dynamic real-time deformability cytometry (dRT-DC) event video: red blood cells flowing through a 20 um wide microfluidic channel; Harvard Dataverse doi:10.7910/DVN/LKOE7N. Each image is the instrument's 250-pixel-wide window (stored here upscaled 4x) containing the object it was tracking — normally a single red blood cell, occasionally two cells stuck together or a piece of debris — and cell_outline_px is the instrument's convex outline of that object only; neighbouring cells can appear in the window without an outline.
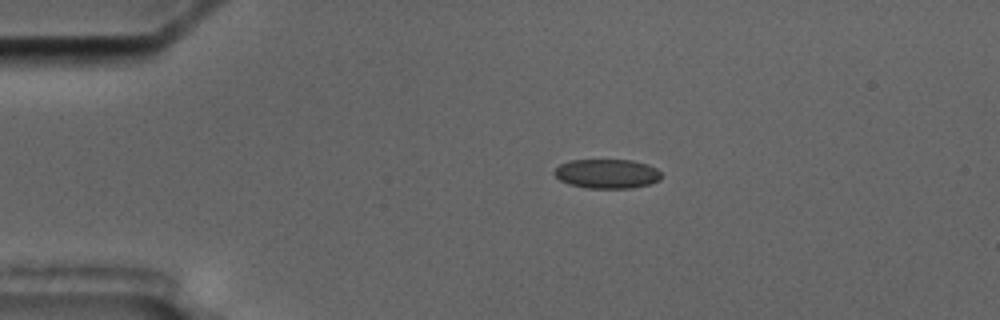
{"species": "common noctule bat (a hibernating species)", "species_latin": "Nyctalus noctula", "temperature_condition": "cold", "stored_images_in_passage": 6, "camera_frame_rate_fps": 3000, "um_per_image_px": 0.085, "animal": {"sex": "male", "body_mass_g": 17.5, "forearm_length_mm": 52.3}, "frame": {"image": 1, "passage_image": 1, "time_ms": 0.0, "image_size_px": [1000, 320], "cell_outline_px": [[660, 180], [652, 184], [632, 188], [584, 188], [568, 184], [560, 180], [552, 172], [560, 164], [568, 160], [632, 160], [648, 164], [656, 168], [660, 172]], "centroid_in_image_um": [51.59, 14.77], "position_along_channel_um": 33.4, "area_um2": 18.5}}
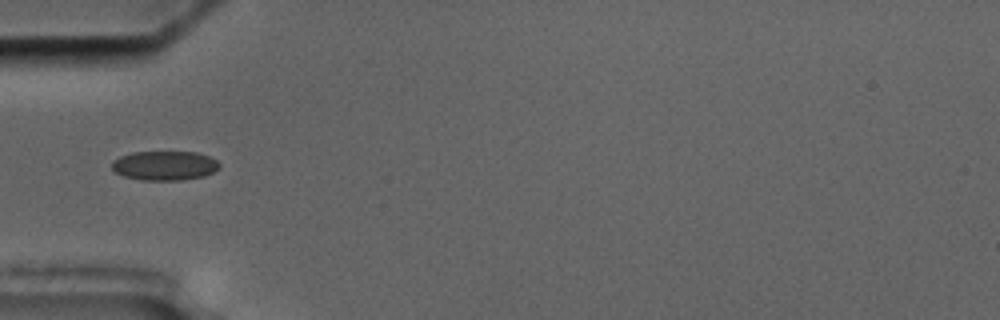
{"frame": {"image": 2, "passage_image": 3, "time_ms": 2.333, "image_size_px": [1000, 320], "cell_outline_px": [[220, 168], [204, 176], [184, 180], [140, 180], [124, 176], [116, 172], [112, 168], [112, 160], [120, 156], [132, 152], [196, 152], [208, 156], [216, 160], [220, 164]], "centroid_in_image_um": [13.99, 14.08], "position_along_channel_um": 71.0, "area_um2": 18.44}}
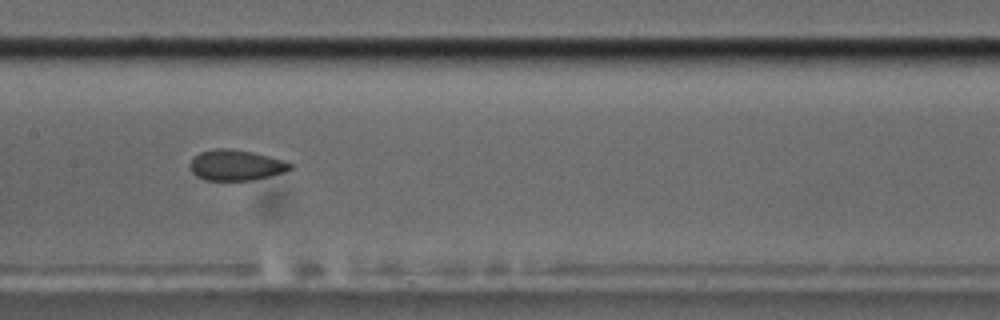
{"frame": {"image": 3, "passage_image": 6, "time_ms": 5.667, "image_size_px": [1000, 320], "cell_outline_px": [[292, 168], [284, 172], [252, 180], [204, 180], [196, 176], [192, 172], [188, 164], [192, 156], [200, 152], [212, 148], [228, 148], [252, 152], [284, 160], [292, 164]], "centroid_in_image_um": [19.99, 14.03], "position_along_channel_um": 187.4, "area_um2": 18.03}}